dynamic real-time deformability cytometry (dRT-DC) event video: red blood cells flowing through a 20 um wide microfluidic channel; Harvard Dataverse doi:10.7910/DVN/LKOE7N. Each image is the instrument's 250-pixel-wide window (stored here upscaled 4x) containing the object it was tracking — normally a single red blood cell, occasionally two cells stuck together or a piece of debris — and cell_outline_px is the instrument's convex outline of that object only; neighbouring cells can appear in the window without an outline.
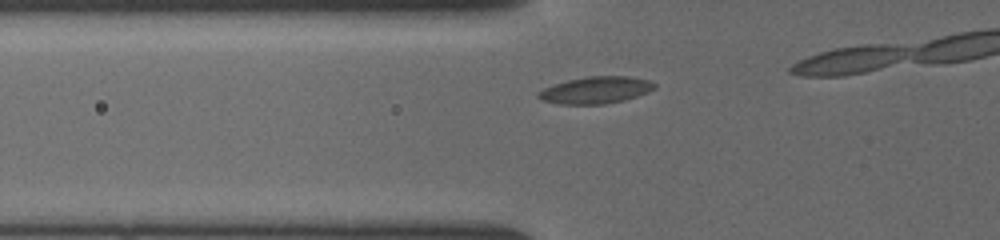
{"species": "common noctule bat (a hibernating species)", "species_latin": "Nyctalus noctula", "temperature_condition": "cold", "stored_images_in_passage": 5, "camera_frame_rate_fps": 3000, "um_per_image_px": 0.085, "animal": {"sex": "female", "body_mass_g": 19.5, "forearm_length_mm": 54.1}, "frame": {"image": 1, "passage_image": 2, "time_ms": 0.667, "image_size_px": [1000, 240], "cell_outline_px": [[656, 84], [648, 92], [624, 100], [604, 104], [560, 104], [540, 100], [536, 96], [544, 88], [568, 80], [588, 76], [628, 76], [648, 80]], "centroid_in_image_um": [50.62, 7.66], "position_along_channel_um": 75.2, "area_um2": 17.98}}
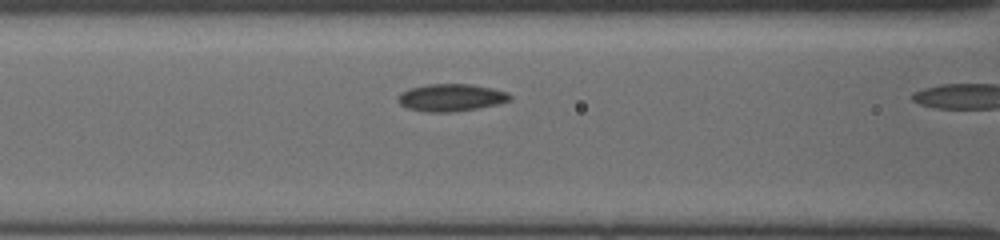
{"frame": {"image": 2, "passage_image": 4, "time_ms": 2.0, "image_size_px": [1000, 240], "cell_outline_px": [[512, 96], [508, 100], [496, 104], [476, 108], [452, 112], [428, 112], [408, 108], [400, 104], [396, 96], [400, 92], [412, 88], [428, 84], [468, 84], [492, 88], [508, 92]], "centroid_in_image_um": [38.31, 8.29], "position_along_channel_um": 128.3, "area_um2": 17.63}}